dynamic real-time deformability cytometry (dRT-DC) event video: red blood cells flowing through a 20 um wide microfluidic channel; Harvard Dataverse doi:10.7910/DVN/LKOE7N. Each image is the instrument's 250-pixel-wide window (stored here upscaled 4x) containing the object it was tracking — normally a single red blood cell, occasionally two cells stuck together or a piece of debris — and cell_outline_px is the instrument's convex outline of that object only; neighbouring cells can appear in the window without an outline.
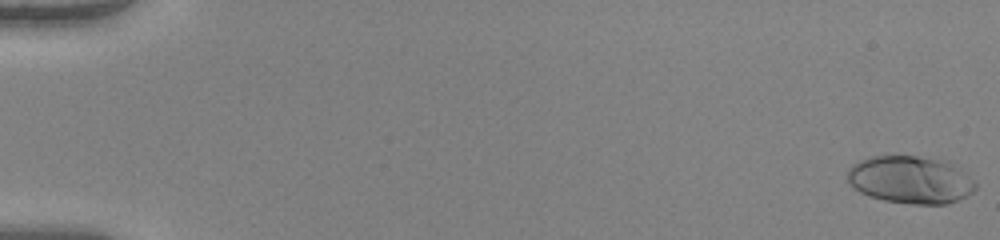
{"species": "human", "species_latin": "Homo sapiens", "temperature_condition": "warm", "stored_images_in_passage": 52, "camera_frame_rate_fps": 3000, "um_per_image_px": 0.085, "donor": {"sex": "female"}, "frame": {"image": 1, "passage_image": 1, "time_ms": 0.0, "image_size_px": [1000, 240], "cell_outline_px": [[976, 188], [968, 196], [948, 204], [912, 204], [884, 200], [868, 196], [852, 188], [848, 180], [848, 168], [852, 164], [868, 156], [916, 156], [948, 160], [964, 172], [976, 184]], "centroid_in_image_um": [77.38, 15.28], "position_along_channel_um": 7.6, "area_um2": 35.78}}
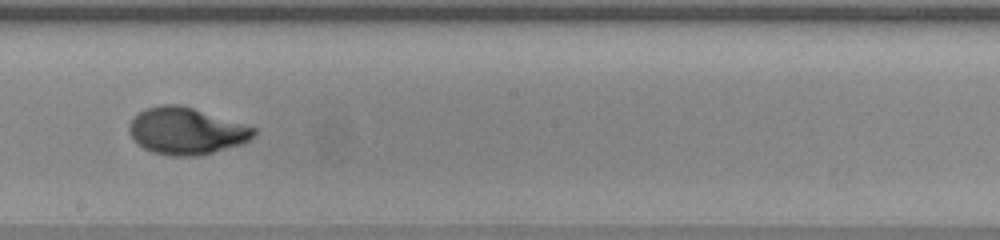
{"frame": {"image": 2, "passage_image": 31, "time_ms": 10.0, "image_size_px": [1000, 240], "cell_outline_px": [[256, 132], [244, 144], [200, 156], [168, 156], [152, 152], [144, 148], [128, 132], [128, 128], [132, 120], [144, 108], [160, 104], [180, 104], [244, 124], [256, 128]], "centroid_in_image_um": [15.84, 11.14], "position_along_channel_um": 232.4, "area_um2": 33.99}}
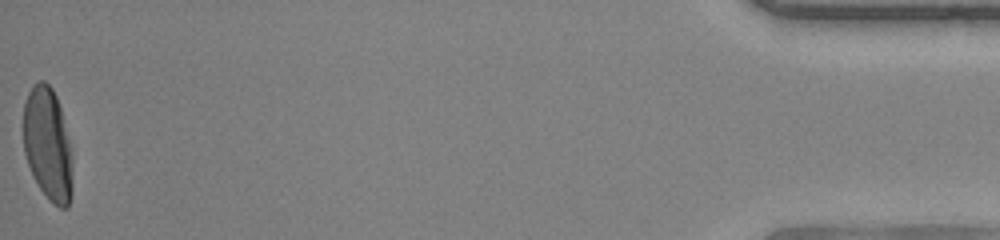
{"frame": {"image": 3, "passage_image": 52, "time_ms": 17.0, "image_size_px": [1000, 240], "cell_outline_px": [[72, 192], [68, 208], [60, 208], [48, 200], [32, 176], [24, 152], [24, 104], [28, 92], [32, 84], [40, 80], [44, 80], [52, 88], [56, 96], [60, 108], [72, 156]], "centroid_in_image_um": [4.05, 12.29], "position_along_channel_um": 431.1, "area_um2": 32.37}, "authors_computed_cell_mechanics": {"area_um2": 33.1772, "velocity_mm_per_s": 4.1081, "shape_relaxation_time_tau1_ms": 4.6579, "shape_relaxation_time_tau2_ms": null, "deformation_change_tau1": 0.259, "deformation_change_tau2": null}}